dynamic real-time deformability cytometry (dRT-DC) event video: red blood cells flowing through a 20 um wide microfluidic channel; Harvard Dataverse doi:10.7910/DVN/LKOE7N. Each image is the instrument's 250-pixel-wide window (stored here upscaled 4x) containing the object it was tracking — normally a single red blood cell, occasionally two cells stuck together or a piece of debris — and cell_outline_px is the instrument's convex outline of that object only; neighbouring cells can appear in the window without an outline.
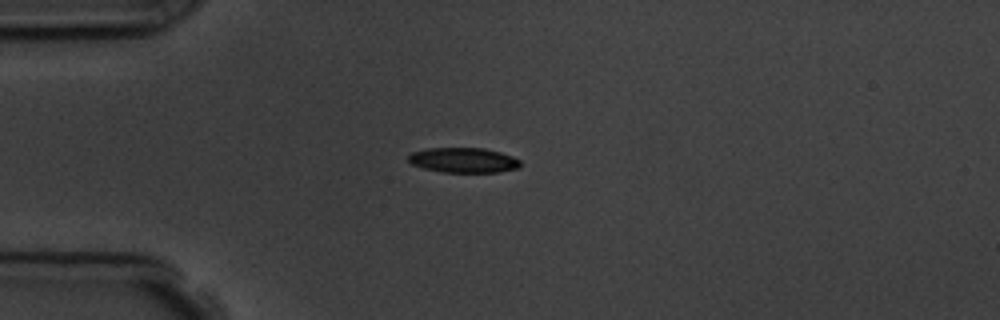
{"species": "common noctule bat (a hibernating species)", "species_latin": "Nyctalus noctula", "temperature_condition": "room temperature", "stored_images_in_passage": 4, "camera_frame_rate_fps": 3000, "um_per_image_px": 0.085, "animal": {"sex": "male", "body_mass_g": 19.5, "forearm_length_mm": 54.6}, "frame": {"image": 1, "passage_image": 1, "time_ms": 0.0, "image_size_px": [1000, 320], "cell_outline_px": [[520, 168], [496, 172], [440, 172], [424, 168], [412, 164], [408, 160], [408, 156], [412, 152], [424, 148], [484, 148], [500, 152], [512, 156], [520, 160]], "centroid_in_image_um": [39.39, 13.61], "position_along_channel_um": 45.6, "area_um2": 16.36}}